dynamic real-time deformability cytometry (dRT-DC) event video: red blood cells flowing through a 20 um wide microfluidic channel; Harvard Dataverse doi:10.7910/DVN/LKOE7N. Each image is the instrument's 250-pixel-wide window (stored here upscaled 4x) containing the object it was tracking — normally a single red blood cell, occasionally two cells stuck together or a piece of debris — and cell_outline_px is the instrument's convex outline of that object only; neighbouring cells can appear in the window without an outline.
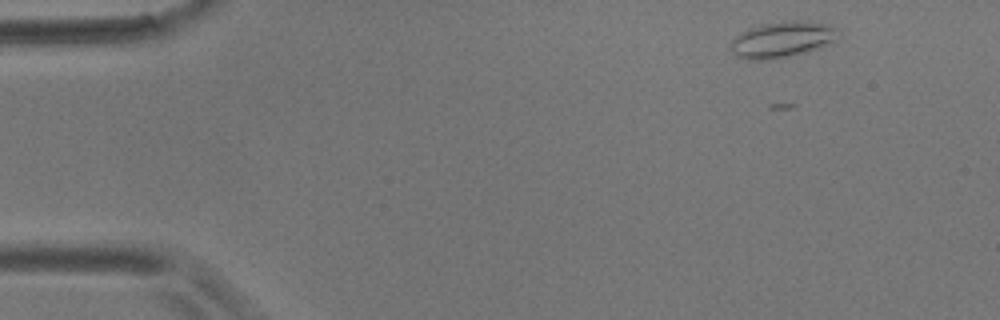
{"species": "common noctule bat (a hibernating species)", "species_latin": "Nyctalus noctula", "temperature_condition": "room temperature", "stored_images_in_passage": 4, "camera_frame_rate_fps": 3000, "um_per_image_px": 0.085, "animal": {"sex": "male", "body_mass_g": 17.9}, "frame": {"image": 1, "passage_image": 1, "time_ms": 0.0, "image_size_px": [1000, 320], "cell_outline_px": [[836, 40], [820, 48], [788, 56], [764, 60], [748, 60], [736, 56], [732, 52], [728, 44], [740, 32], [748, 28], [760, 24], [792, 20], [800, 20], [824, 24], [836, 28]], "centroid_in_image_um": [66.41, 3.36], "position_along_channel_um": 18.6, "area_um2": 22.48}}